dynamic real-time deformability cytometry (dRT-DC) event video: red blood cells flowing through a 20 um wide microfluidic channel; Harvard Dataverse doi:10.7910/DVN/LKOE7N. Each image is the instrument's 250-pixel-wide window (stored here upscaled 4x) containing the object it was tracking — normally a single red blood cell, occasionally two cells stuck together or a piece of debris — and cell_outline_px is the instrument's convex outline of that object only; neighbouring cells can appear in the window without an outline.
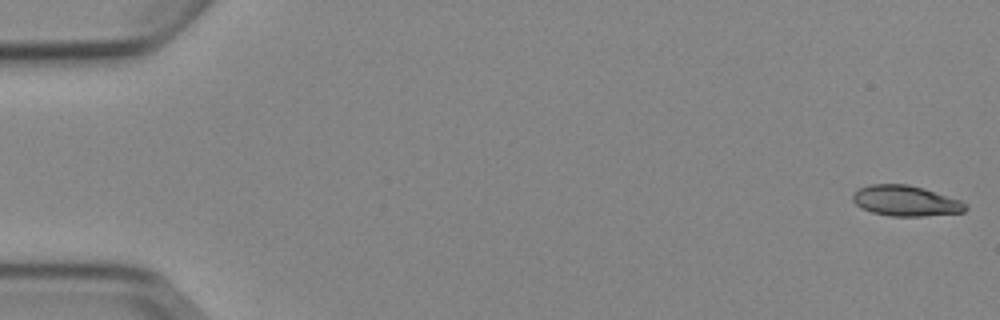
{"species": "Egyptian fruit bat (a non-hibernating species)", "species_latin": "Rousettus aegyptiacus", "temperature_condition": "cold", "stored_images_in_passage": 6, "camera_frame_rate_fps": 3000, "um_per_image_px": 0.085, "animal": {"sex": "female"}, "frame": {"image": 1, "passage_image": 1, "time_ms": 0.0, "image_size_px": [1000, 320], "cell_outline_px": [[968, 208], [964, 212], [924, 216], [888, 216], [872, 212], [860, 208], [852, 200], [852, 196], [860, 188], [872, 184], [908, 184], [924, 188], [960, 200], [968, 204]], "centroid_in_image_um": [77.0, 17.08], "position_along_channel_um": 8.0, "area_um2": 20.11}}
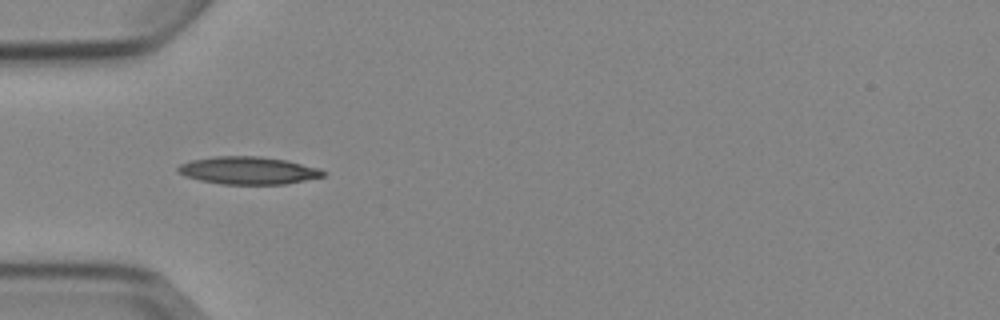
{"frame": {"image": 2, "passage_image": 5, "time_ms": 5.333, "image_size_px": [1000, 320], "cell_outline_px": [[324, 176], [284, 184], [220, 184], [200, 180], [184, 176], [176, 172], [176, 168], [180, 164], [192, 160], [216, 156], [260, 156], [288, 160], [320, 168], [324, 172]], "centroid_in_image_um": [21.07, 14.48], "position_along_channel_um": 63.9, "area_um2": 23.41}}
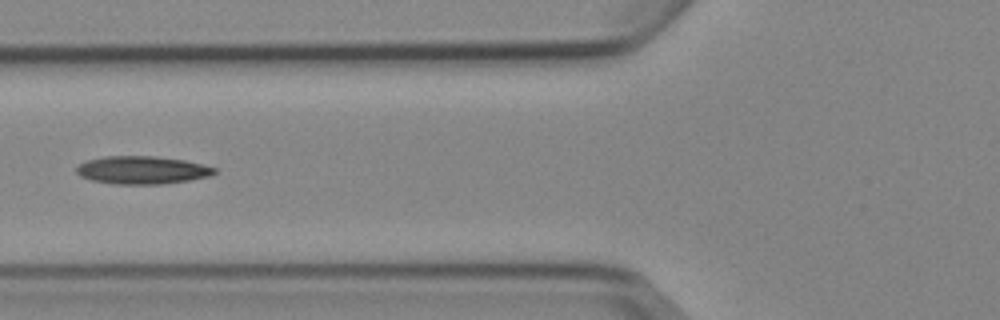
{"frame": {"image": 3, "passage_image": 6, "time_ms": 6.667, "image_size_px": [1000, 320], "cell_outline_px": [[216, 172], [212, 176], [188, 180], [160, 184], [116, 184], [92, 180], [80, 176], [76, 172], [76, 164], [88, 160], [104, 156], [156, 156], [184, 160], [204, 164], [216, 168]], "centroid_in_image_um": [12.08, 14.45], "position_along_channel_um": 113.7, "area_um2": 22.54}}